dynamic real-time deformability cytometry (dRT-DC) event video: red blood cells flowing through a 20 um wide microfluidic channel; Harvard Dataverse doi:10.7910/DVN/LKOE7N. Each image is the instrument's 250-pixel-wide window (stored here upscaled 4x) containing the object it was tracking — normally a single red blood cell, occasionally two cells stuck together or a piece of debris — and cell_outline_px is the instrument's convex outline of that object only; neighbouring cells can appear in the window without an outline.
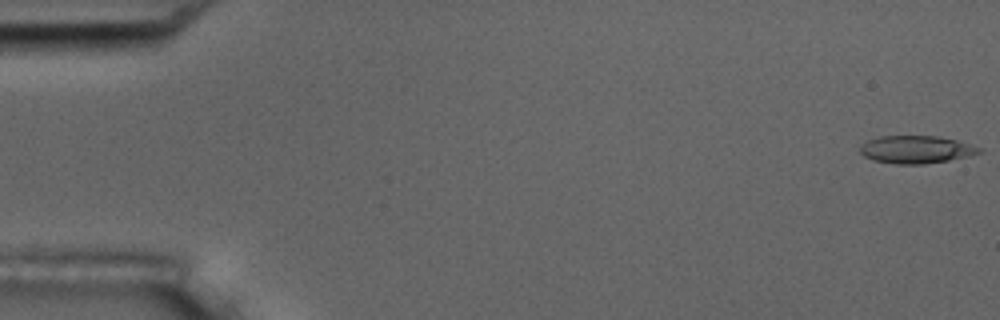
{"species": "common noctule bat (a hibernating species)", "species_latin": "Nyctalus noctula", "temperature_condition": "room temperature", "stored_images_in_passage": 15, "camera_frame_rate_fps": 3000, "um_per_image_px": 0.085, "animal": {"sex": "male", "body_mass_g": 17.5, "forearm_length_mm": 52.3}, "frame": {"image": 1, "passage_image": 1, "time_ms": 0.0, "image_size_px": [1000, 320], "cell_outline_px": [[984, 152], [968, 156], [948, 160], [924, 164], [896, 164], [872, 160], [864, 156], [860, 152], [860, 148], [868, 140], [880, 136], [936, 136], [956, 140], [980, 148]], "centroid_in_image_um": [77.86, 12.71], "position_along_channel_um": 7.1, "area_um2": 19.02}}
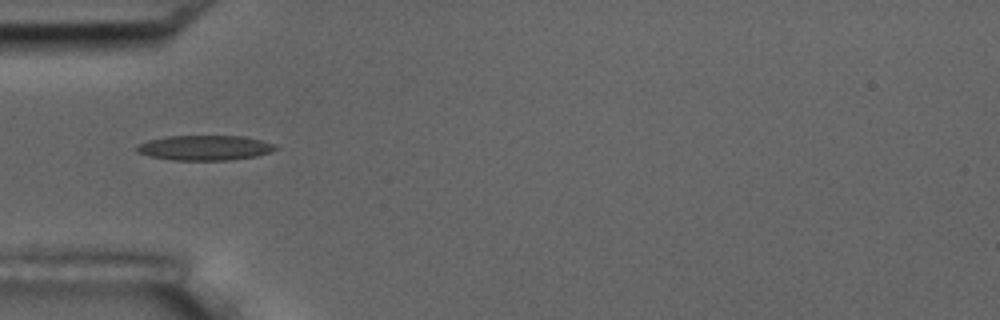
{"frame": {"image": 2, "passage_image": 5, "time_ms": 5.667, "image_size_px": [1000, 320], "cell_outline_px": [[280, 148], [272, 152], [256, 156], [228, 160], [172, 160], [148, 156], [136, 152], [136, 144], [148, 140], [164, 136], [244, 136], [276, 144]], "centroid_in_image_um": [17.4, 12.56], "position_along_channel_um": 67.6, "area_um2": 20.46}}
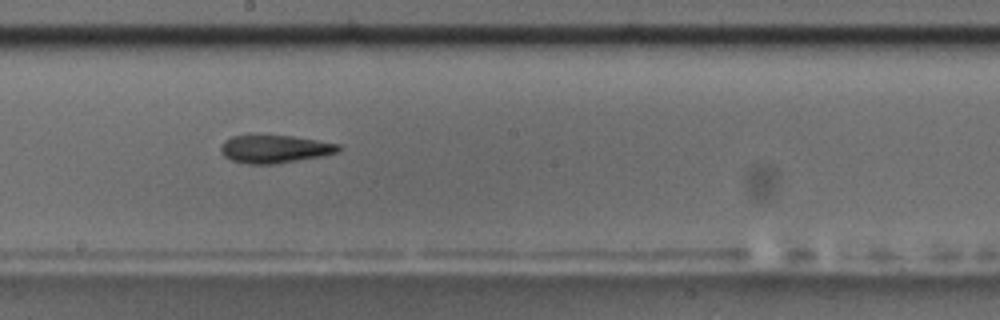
{"frame": {"image": 3, "passage_image": 9, "time_ms": 10.0, "image_size_px": [1000, 320], "cell_outline_px": [[344, 148], [340, 152], [324, 156], [276, 164], [248, 164], [232, 160], [224, 156], [220, 152], [220, 144], [224, 140], [232, 136], [292, 136], [340, 144]], "centroid_in_image_um": [23.39, 12.68], "position_along_channel_um": 224.8, "area_um2": 19.31}}